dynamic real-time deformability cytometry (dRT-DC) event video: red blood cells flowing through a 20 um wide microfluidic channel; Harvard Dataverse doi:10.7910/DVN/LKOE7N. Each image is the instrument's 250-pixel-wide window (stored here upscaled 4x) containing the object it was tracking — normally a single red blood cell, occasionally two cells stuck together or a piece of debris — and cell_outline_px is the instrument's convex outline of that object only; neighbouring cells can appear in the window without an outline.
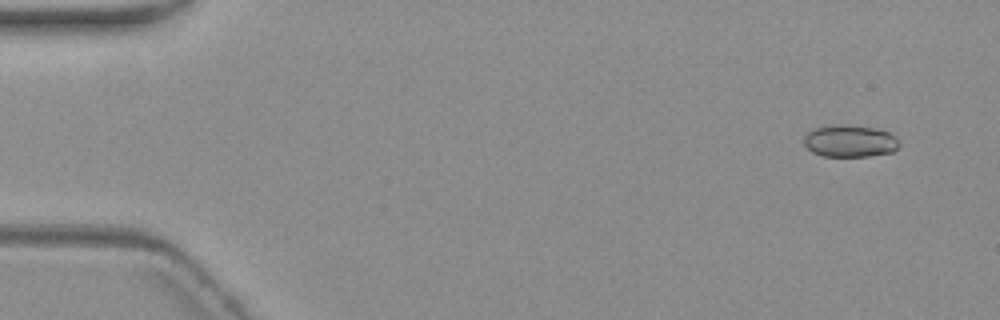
{"species": "common noctule bat (a hibernating species)", "species_latin": "Nyctalus noctula", "temperature_condition": "warm", "stored_images_in_passage": 4, "camera_frame_rate_fps": 3000, "um_per_image_px": 0.085, "animal": {"sex": "female", "body_mass_g": 19.3, "forearm_length_mm": 54.1}, "frame": {"image": 1, "passage_image": 1, "time_ms": 0.0, "image_size_px": [1000, 320], "cell_outline_px": [[900, 144], [892, 152], [868, 156], [824, 156], [812, 152], [804, 144], [804, 136], [808, 132], [816, 128], [832, 124], [848, 124], [876, 128], [888, 132], [896, 136]], "centroid_in_image_um": [72.24, 11.97], "position_along_channel_um": 12.8, "area_um2": 17.92}}